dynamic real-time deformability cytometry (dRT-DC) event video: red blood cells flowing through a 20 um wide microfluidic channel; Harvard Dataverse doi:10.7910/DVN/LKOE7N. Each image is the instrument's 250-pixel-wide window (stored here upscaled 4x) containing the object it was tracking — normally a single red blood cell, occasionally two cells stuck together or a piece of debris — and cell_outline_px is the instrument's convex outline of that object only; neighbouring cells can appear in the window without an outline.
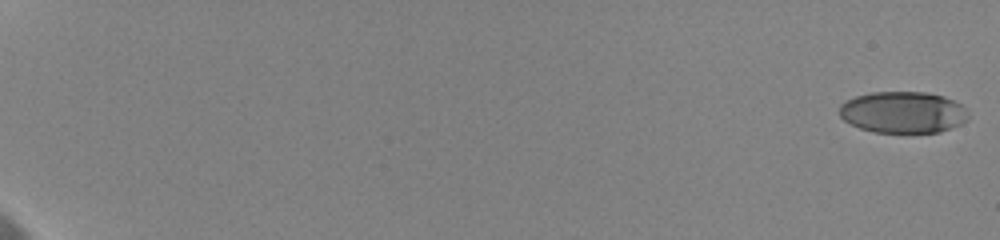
{"species": "human", "species_latin": "Homo sapiens", "temperature_condition": "cold", "stored_images_in_passage": 14, "camera_frame_rate_fps": 3000, "um_per_image_px": 0.085, "donor": {"sex": "female"}, "frame": {"image": 1, "passage_image": 1, "time_ms": 0.0, "image_size_px": [1000, 240], "cell_outline_px": [[968, 120], [960, 124], [940, 132], [872, 132], [860, 128], [844, 120], [840, 116], [840, 104], [856, 96], [872, 92], [924, 92], [940, 96], [952, 100], [960, 104], [964, 108], [968, 116]], "centroid_in_image_um": [76.74, 9.55], "position_along_channel_um": 8.3, "area_um2": 30.87}}
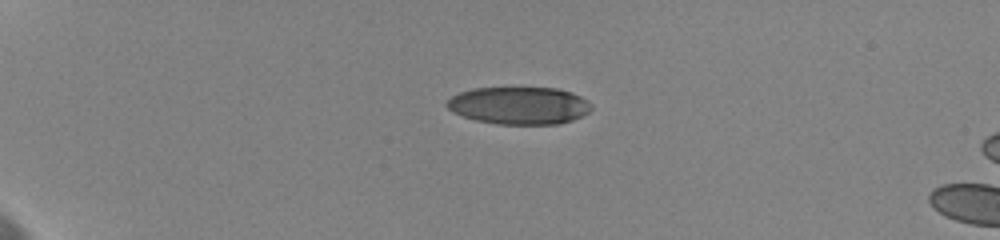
{"frame": {"image": 2, "passage_image": 10, "time_ms": 5.333, "image_size_px": [1000, 240], "cell_outline_px": [[592, 108], [588, 112], [572, 120], [560, 124], [496, 124], [476, 120], [452, 112], [444, 104], [452, 96], [460, 92], [472, 88], [556, 88], [572, 92], [588, 100]], "centroid_in_image_um": [44.12, 8.97], "position_along_channel_um": 40.9, "area_um2": 31.56}}